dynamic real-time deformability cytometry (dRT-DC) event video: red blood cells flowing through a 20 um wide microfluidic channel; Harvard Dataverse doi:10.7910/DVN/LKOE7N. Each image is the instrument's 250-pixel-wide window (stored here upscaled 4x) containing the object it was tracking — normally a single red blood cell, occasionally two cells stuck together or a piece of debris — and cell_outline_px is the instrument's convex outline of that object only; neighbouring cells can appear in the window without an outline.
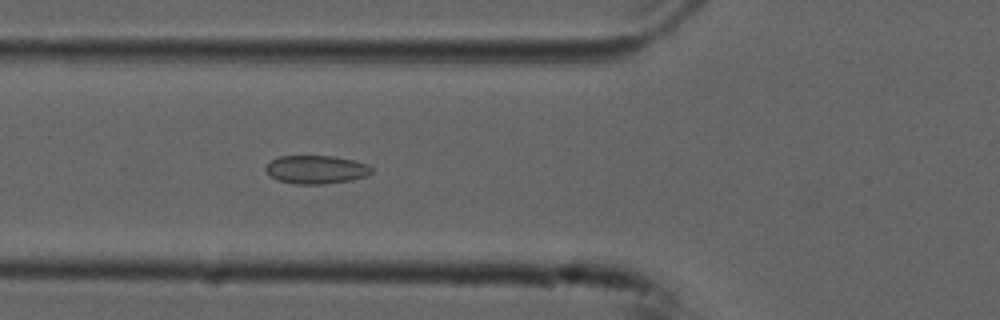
{"species": "common noctule bat (a hibernating species)", "species_latin": "Nyctalus noctula", "temperature_condition": "cold", "stored_images_in_passage": 38, "camera_frame_rate_fps": 3000, "um_per_image_px": 0.085, "animal": {"sex": "male", "forearm_length_mm": 52.5}, "frame": {"image": 1, "passage_image": 8, "time_ms": 2.333, "image_size_px": [1000, 320], "cell_outline_px": [[372, 172], [364, 176], [352, 180], [324, 184], [296, 184], [276, 180], [264, 168], [272, 160], [280, 156], [332, 156], [352, 160], [368, 164], [372, 168]], "centroid_in_image_um": [26.88, 14.41], "position_along_channel_um": 98.9, "area_um2": 17.34}}
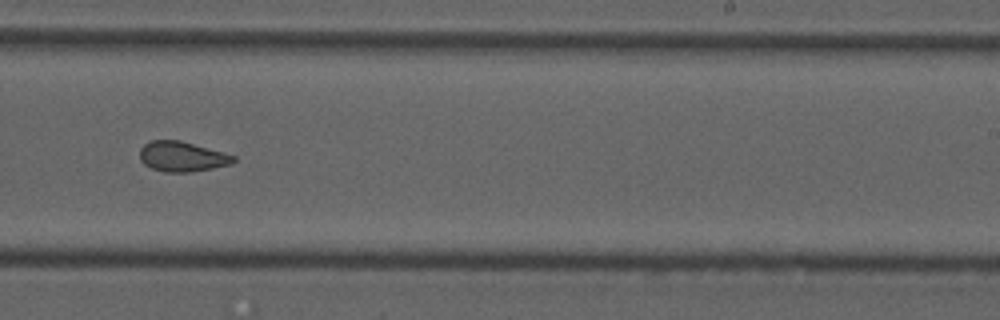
{"frame": {"image": 2, "passage_image": 22, "time_ms": 7.0, "image_size_px": [1000, 320], "cell_outline_px": [[236, 160], [232, 164], [192, 172], [164, 172], [152, 168], [144, 164], [140, 160], [140, 148], [144, 144], [152, 140], [180, 140], [236, 156]], "centroid_in_image_um": [15.47, 13.31], "position_along_channel_um": 273.5, "area_um2": 16.42}}
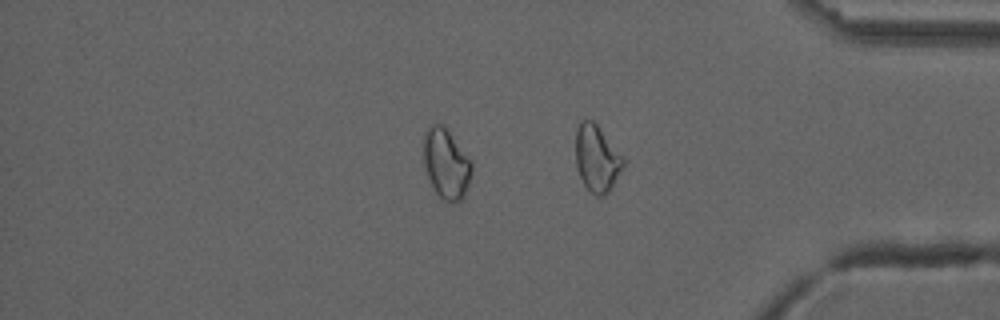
{"frame": {"image": 3, "passage_image": 32, "time_ms": 10.333, "image_size_px": [1000, 320], "cell_outline_px": [[472, 172], [464, 196], [456, 204], [452, 204], [444, 200], [436, 192], [428, 176], [424, 164], [424, 132], [428, 124], [444, 124], [472, 164]], "centroid_in_image_um": [37.91, 13.91], "position_along_channel_um": 397.3, "area_um2": 19.48}}